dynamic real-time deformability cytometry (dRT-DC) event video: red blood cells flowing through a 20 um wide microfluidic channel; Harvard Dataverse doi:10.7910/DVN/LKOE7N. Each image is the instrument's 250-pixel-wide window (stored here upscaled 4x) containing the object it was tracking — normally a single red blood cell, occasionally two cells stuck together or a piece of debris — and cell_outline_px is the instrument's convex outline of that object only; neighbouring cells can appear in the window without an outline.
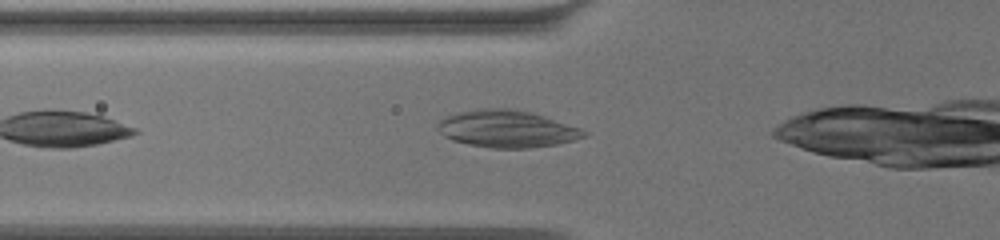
{"species": "common noctule bat (a hibernating species)", "species_latin": "Nyctalus noctula", "temperature_condition": "warm", "stored_images_in_passage": 37, "camera_frame_rate_fps": 3000, "um_per_image_px": 0.085, "animal": {"sex": "female", "body_mass_g": 19.5, "forearm_length_mm": 54.1}, "frame": {"image": 1, "passage_image": 7, "time_ms": 2.0, "image_size_px": [1000, 240], "cell_outline_px": [[588, 136], [556, 144], [528, 148], [492, 148], [468, 144], [452, 140], [444, 136], [436, 128], [436, 124], [440, 120], [448, 116], [460, 112], [484, 108], [508, 108], [532, 112], [580, 128], [588, 132]], "centroid_in_image_um": [43.08, 10.95], "position_along_channel_um": 82.7, "area_um2": 31.5}}
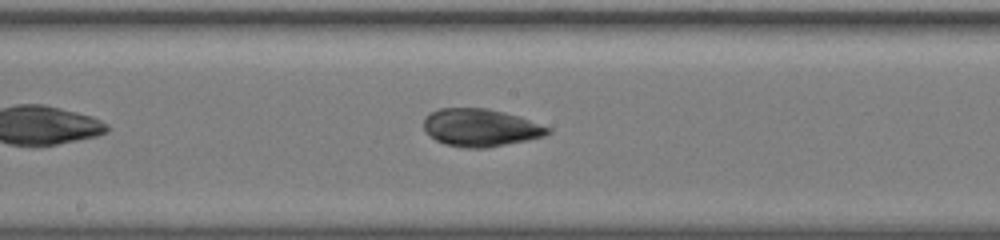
{"frame": {"image": 2, "passage_image": 18, "time_ms": 5.667, "image_size_px": [1000, 240], "cell_outline_px": [[552, 132], [544, 136], [528, 140], [488, 148], [464, 148], [444, 144], [436, 140], [424, 132], [424, 116], [440, 108], [488, 108], [520, 116], [552, 128]], "centroid_in_image_um": [40.86, 10.85], "position_along_channel_um": 207.3, "area_um2": 27.57}}
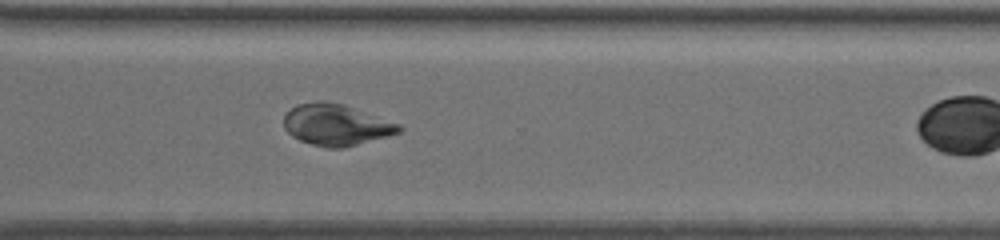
{"frame": {"image": 3, "passage_image": 30, "time_ms": 9.667, "image_size_px": [1000, 240], "cell_outline_px": [[404, 128], [400, 132], [388, 136], [344, 148], [324, 148], [300, 140], [292, 136], [284, 128], [284, 116], [296, 104], [316, 100], [324, 100], [344, 104], [400, 124]], "centroid_in_image_um": [28.57, 10.6], "position_along_channel_um": 342.0, "area_um2": 27.92}}